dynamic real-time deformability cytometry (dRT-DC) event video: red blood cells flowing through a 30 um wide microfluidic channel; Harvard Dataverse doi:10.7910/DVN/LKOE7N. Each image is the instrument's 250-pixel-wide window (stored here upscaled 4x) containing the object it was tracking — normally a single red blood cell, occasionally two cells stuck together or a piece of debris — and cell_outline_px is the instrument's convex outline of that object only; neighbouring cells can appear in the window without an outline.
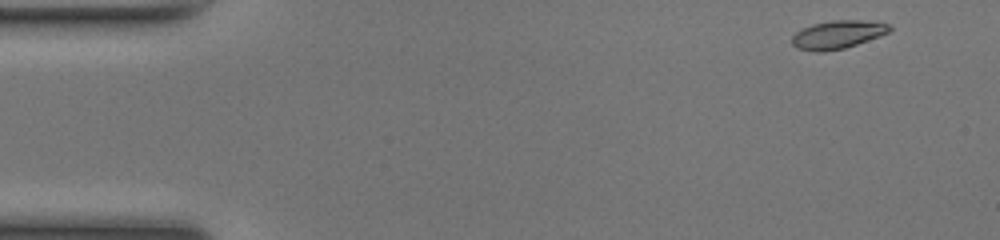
{"species": "common noctule bat (a hibernating species)", "species_latin": "Nyctalus noctula", "temperature_condition": "room temperature", "stored_images_in_passage": 47, "camera_frame_rate_fps": 3000, "um_per_image_px": 0.085, "animal": {"sex": "female", "body_mass_g": 17.0, "forearm_length_mm": 48.0}, "frame": {"image": 1, "passage_image": 1, "time_ms": 0.0, "image_size_px": [1000, 240], "cell_outline_px": [[892, 28], [888, 32], [880, 36], [844, 48], [824, 52], [816, 52], [796, 48], [792, 44], [792, 36], [796, 32], [812, 24], [832, 20], [880, 20], [888, 24]], "centroid_in_image_um": [71.23, 2.93], "position_along_channel_um": 13.8, "area_um2": 16.18}}
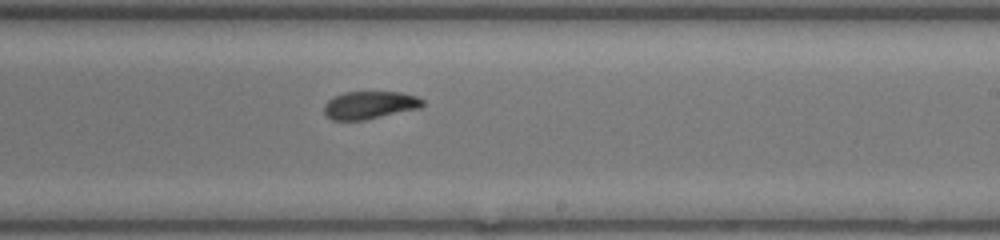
{"frame": {"image": 2, "passage_image": 27, "time_ms": 8.667, "image_size_px": [1000, 240], "cell_outline_px": [[424, 104], [420, 108], [364, 120], [332, 120], [324, 116], [324, 104], [332, 96], [344, 92], [400, 92], [416, 96], [424, 100]], "centroid_in_image_um": [31.38, 8.93], "position_along_channel_um": 257.6, "area_um2": 16.07}}
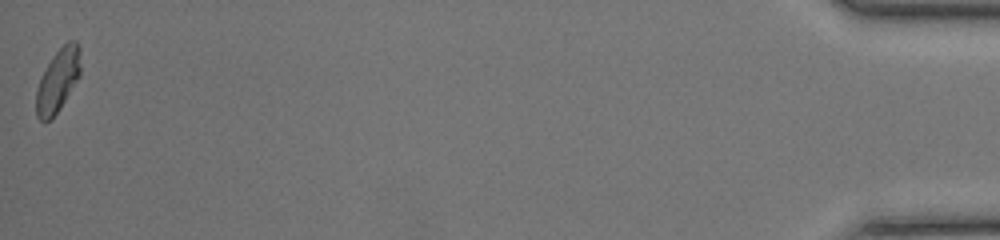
{"frame": {"image": 3, "passage_image": 47, "time_ms": 15.333, "image_size_px": [1000, 240], "cell_outline_px": [[80, 76], [60, 108], [44, 124], [36, 116], [36, 92], [40, 76], [52, 56], [68, 40], [76, 40], [80, 48]], "centroid_in_image_um": [4.91, 6.82], "position_along_channel_um": 430.3, "area_um2": 16.36}, "authors_computed_cell_mechanics": {"area_um2": 16.473, "velocity_mm_per_s": 4.1796, "shape_relaxation_time_tau1_ms": 6.6971, "shape_relaxation_time_tau2_ms": 2.6623, "deformation_change_tau1": 0.1926, "deformation_change_tau2": 0.0645}}